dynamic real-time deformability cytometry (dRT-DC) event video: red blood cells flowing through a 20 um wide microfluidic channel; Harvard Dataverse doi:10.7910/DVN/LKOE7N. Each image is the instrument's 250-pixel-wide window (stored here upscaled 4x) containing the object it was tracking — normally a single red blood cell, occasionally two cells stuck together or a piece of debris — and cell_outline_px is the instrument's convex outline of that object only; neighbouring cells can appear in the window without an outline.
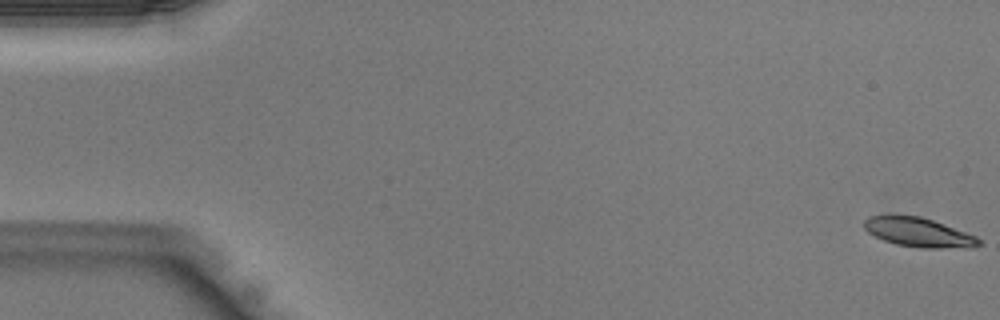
{"species": "Egyptian fruit bat (a non-hibernating species)", "species_latin": "Rousettus aegyptiacus", "temperature_condition": "warm", "stored_images_in_passage": 44, "camera_frame_rate_fps": 3000, "um_per_image_px": 0.085, "animal": {"sex": "male"}, "frame": {"image": 1, "passage_image": 1, "time_ms": 0.0, "image_size_px": [1000, 320], "cell_outline_px": [[984, 244], [940, 248], [920, 248], [896, 244], [884, 240], [868, 232], [864, 228], [864, 220], [868, 216], [920, 216], [944, 224], [976, 236]], "centroid_in_image_um": [78.03, 19.74], "position_along_channel_um": 7.0, "area_um2": 18.96}}
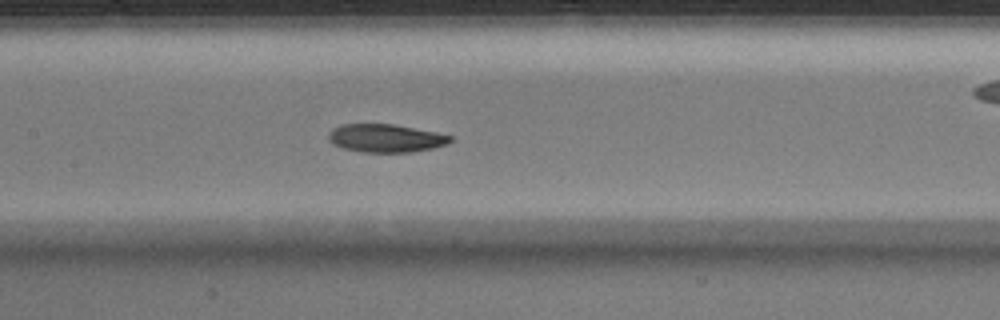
{"frame": {"image": 2, "passage_image": 21, "time_ms": 6.667, "image_size_px": [1000, 320], "cell_outline_px": [[452, 140], [448, 144], [432, 148], [412, 152], [360, 152], [344, 148], [332, 144], [328, 140], [328, 132], [332, 128], [340, 124], [392, 124], [436, 132], [452, 136]], "centroid_in_image_um": [32.75, 11.74], "position_along_channel_um": 174.7, "area_um2": 20.06}}
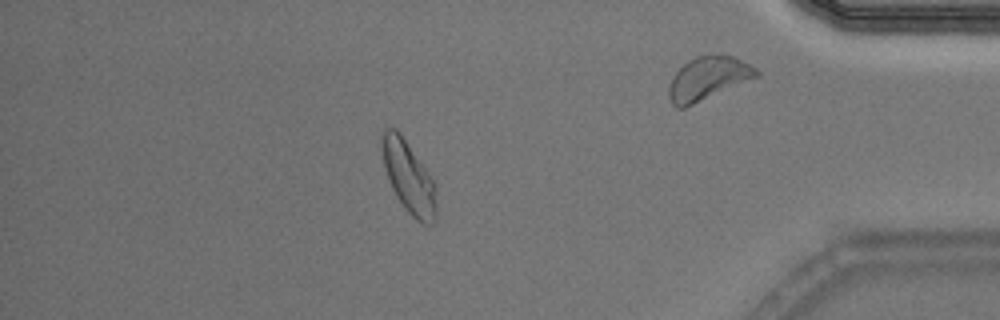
{"frame": {"image": 3, "passage_image": 38, "time_ms": 12.333, "image_size_px": [1000, 320], "cell_outline_px": [[436, 220], [432, 224], [424, 224], [416, 220], [404, 208], [396, 196], [388, 180], [384, 168], [380, 148], [380, 132], [384, 128], [396, 128], [400, 132], [428, 172], [436, 188]], "centroid_in_image_um": [34.7, 15.02], "position_along_channel_um": 400.5, "area_um2": 23.12}}